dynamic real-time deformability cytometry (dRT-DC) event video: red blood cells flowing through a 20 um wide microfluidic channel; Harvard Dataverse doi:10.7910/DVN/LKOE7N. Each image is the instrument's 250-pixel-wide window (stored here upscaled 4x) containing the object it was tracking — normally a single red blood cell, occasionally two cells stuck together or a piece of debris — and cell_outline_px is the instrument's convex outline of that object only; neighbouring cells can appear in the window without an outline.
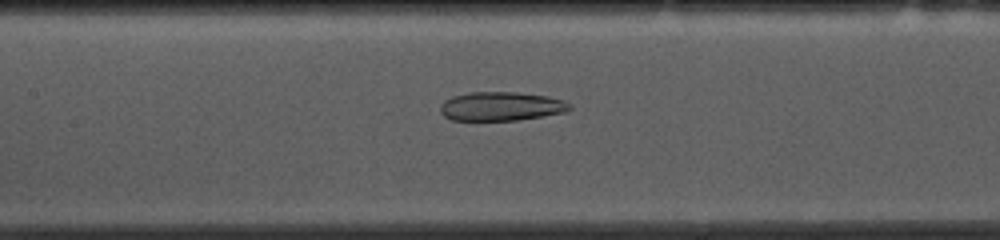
{"species": "common noctule bat (a hibernating species)", "species_latin": "Nyctalus noctula", "temperature_condition": "cold", "stored_images_in_passage": 53, "camera_frame_rate_fps": 3000, "um_per_image_px": 0.085, "animal": {"sex": "female", "body_mass_g": 10.0, "forearm_length_mm": 53.1}, "frame": {"image": 1, "passage_image": 23, "time_ms": 7.333, "image_size_px": [1000, 240], "cell_outline_px": [[572, 108], [564, 112], [516, 120], [452, 120], [444, 116], [440, 112], [440, 104], [444, 100], [452, 96], [468, 92], [516, 92], [548, 96], [564, 100], [572, 104]], "centroid_in_image_um": [42.57, 9.02], "position_along_channel_um": 164.8, "area_um2": 21.85}}
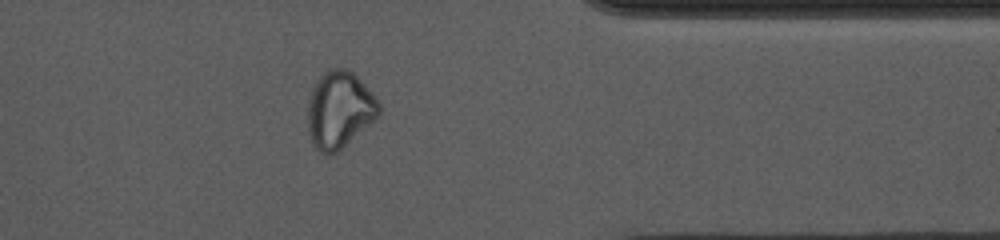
{"frame": {"image": 2, "passage_image": 42, "time_ms": 13.667, "image_size_px": [1000, 240], "cell_outline_px": [[380, 116], [376, 120], [336, 152], [328, 156], [320, 152], [312, 144], [308, 128], [308, 100], [312, 88], [316, 80], [324, 72], [332, 68], [344, 68], [352, 72], [360, 80], [380, 104]], "centroid_in_image_um": [28.84, 9.35], "position_along_channel_um": 382.6, "area_um2": 31.79}}
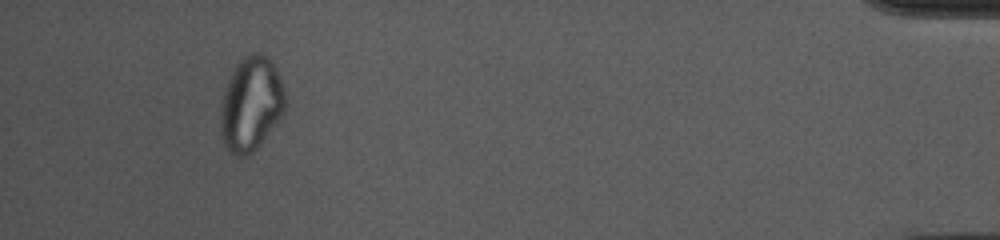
{"frame": {"image": 3, "passage_image": 49, "time_ms": 16.0, "image_size_px": [1000, 240], "cell_outline_px": [[288, 100], [284, 112], [280, 120], [260, 144], [252, 152], [244, 156], [236, 156], [228, 152], [224, 144], [220, 128], [220, 104], [228, 80], [236, 64], [244, 56], [252, 52], [260, 52], [268, 56], [276, 68], [284, 88]], "centroid_in_image_um": [21.35, 8.83], "position_along_channel_um": 413.8, "area_um2": 36.07}, "authors_computed_cell_mechanics": {"area_um2": 29.1312, "velocity_mm_per_s": 3.7019, "shape_relaxation_time_tau1_ms": null, "shape_relaxation_time_tau2_ms": 2.9995, "deformation_change_tau1": null, "deformation_change_tau2": 0.1011}}